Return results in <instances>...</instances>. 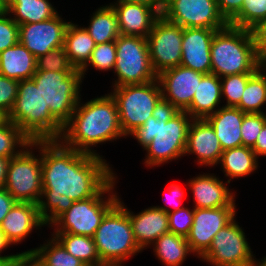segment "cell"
Segmentation results:
<instances>
[{"mask_svg": "<svg viewBox=\"0 0 266 266\" xmlns=\"http://www.w3.org/2000/svg\"><path fill=\"white\" fill-rule=\"evenodd\" d=\"M264 104H266V72L260 67L248 79L241 101L236 108L244 113H262L261 107H264Z\"/></svg>", "mask_w": 266, "mask_h": 266, "instance_id": "cell-33", "label": "cell"}, {"mask_svg": "<svg viewBox=\"0 0 266 266\" xmlns=\"http://www.w3.org/2000/svg\"><path fill=\"white\" fill-rule=\"evenodd\" d=\"M28 255L35 261V266H47L34 252Z\"/></svg>", "mask_w": 266, "mask_h": 266, "instance_id": "cell-53", "label": "cell"}, {"mask_svg": "<svg viewBox=\"0 0 266 266\" xmlns=\"http://www.w3.org/2000/svg\"><path fill=\"white\" fill-rule=\"evenodd\" d=\"M15 203V199L6 191V189L0 188V225Z\"/></svg>", "mask_w": 266, "mask_h": 266, "instance_id": "cell-47", "label": "cell"}, {"mask_svg": "<svg viewBox=\"0 0 266 266\" xmlns=\"http://www.w3.org/2000/svg\"><path fill=\"white\" fill-rule=\"evenodd\" d=\"M245 114L239 108L222 106L206 118L214 128L223 151L242 146L241 126Z\"/></svg>", "mask_w": 266, "mask_h": 266, "instance_id": "cell-24", "label": "cell"}, {"mask_svg": "<svg viewBox=\"0 0 266 266\" xmlns=\"http://www.w3.org/2000/svg\"><path fill=\"white\" fill-rule=\"evenodd\" d=\"M114 8L120 29V35L147 38L155 21L161 16L154 8L136 3L118 1Z\"/></svg>", "mask_w": 266, "mask_h": 266, "instance_id": "cell-20", "label": "cell"}, {"mask_svg": "<svg viewBox=\"0 0 266 266\" xmlns=\"http://www.w3.org/2000/svg\"><path fill=\"white\" fill-rule=\"evenodd\" d=\"M252 150L255 152L257 158L259 156H266V124H264Z\"/></svg>", "mask_w": 266, "mask_h": 266, "instance_id": "cell-48", "label": "cell"}, {"mask_svg": "<svg viewBox=\"0 0 266 266\" xmlns=\"http://www.w3.org/2000/svg\"><path fill=\"white\" fill-rule=\"evenodd\" d=\"M30 143L31 141L22 133L20 128L11 121L7 120L0 126V157L12 158L17 156Z\"/></svg>", "mask_w": 266, "mask_h": 266, "instance_id": "cell-35", "label": "cell"}, {"mask_svg": "<svg viewBox=\"0 0 266 266\" xmlns=\"http://www.w3.org/2000/svg\"><path fill=\"white\" fill-rule=\"evenodd\" d=\"M128 216L135 241L142 250L151 246L161 235L169 232L167 212L155 206L136 215L128 209Z\"/></svg>", "mask_w": 266, "mask_h": 266, "instance_id": "cell-23", "label": "cell"}, {"mask_svg": "<svg viewBox=\"0 0 266 266\" xmlns=\"http://www.w3.org/2000/svg\"><path fill=\"white\" fill-rule=\"evenodd\" d=\"M6 12L18 25L38 23L58 14L49 0H7Z\"/></svg>", "mask_w": 266, "mask_h": 266, "instance_id": "cell-28", "label": "cell"}, {"mask_svg": "<svg viewBox=\"0 0 266 266\" xmlns=\"http://www.w3.org/2000/svg\"><path fill=\"white\" fill-rule=\"evenodd\" d=\"M235 218L217 232L209 249L200 257L209 265L252 266L255 256Z\"/></svg>", "mask_w": 266, "mask_h": 266, "instance_id": "cell-12", "label": "cell"}, {"mask_svg": "<svg viewBox=\"0 0 266 266\" xmlns=\"http://www.w3.org/2000/svg\"><path fill=\"white\" fill-rule=\"evenodd\" d=\"M115 175L93 196L73 202L51 225L53 233H69L93 237L106 213L119 201L113 193ZM105 193L108 197H104Z\"/></svg>", "mask_w": 266, "mask_h": 266, "instance_id": "cell-8", "label": "cell"}, {"mask_svg": "<svg viewBox=\"0 0 266 266\" xmlns=\"http://www.w3.org/2000/svg\"><path fill=\"white\" fill-rule=\"evenodd\" d=\"M97 266H112V265H109V264H100V265H97Z\"/></svg>", "mask_w": 266, "mask_h": 266, "instance_id": "cell-61", "label": "cell"}, {"mask_svg": "<svg viewBox=\"0 0 266 266\" xmlns=\"http://www.w3.org/2000/svg\"><path fill=\"white\" fill-rule=\"evenodd\" d=\"M8 120L31 141L59 140L63 125L45 105L33 79L19 81L18 93Z\"/></svg>", "mask_w": 266, "mask_h": 266, "instance_id": "cell-4", "label": "cell"}, {"mask_svg": "<svg viewBox=\"0 0 266 266\" xmlns=\"http://www.w3.org/2000/svg\"><path fill=\"white\" fill-rule=\"evenodd\" d=\"M119 121L125 136L141 127L164 107L159 81L113 87Z\"/></svg>", "mask_w": 266, "mask_h": 266, "instance_id": "cell-7", "label": "cell"}, {"mask_svg": "<svg viewBox=\"0 0 266 266\" xmlns=\"http://www.w3.org/2000/svg\"><path fill=\"white\" fill-rule=\"evenodd\" d=\"M96 44L84 27L69 23L64 40V48L71 64L81 70L89 61Z\"/></svg>", "mask_w": 266, "mask_h": 266, "instance_id": "cell-27", "label": "cell"}, {"mask_svg": "<svg viewBox=\"0 0 266 266\" xmlns=\"http://www.w3.org/2000/svg\"><path fill=\"white\" fill-rule=\"evenodd\" d=\"M19 81L0 74V109L9 115L14 107Z\"/></svg>", "mask_w": 266, "mask_h": 266, "instance_id": "cell-43", "label": "cell"}, {"mask_svg": "<svg viewBox=\"0 0 266 266\" xmlns=\"http://www.w3.org/2000/svg\"><path fill=\"white\" fill-rule=\"evenodd\" d=\"M16 258H1L0 259V266H8L9 263Z\"/></svg>", "mask_w": 266, "mask_h": 266, "instance_id": "cell-55", "label": "cell"}, {"mask_svg": "<svg viewBox=\"0 0 266 266\" xmlns=\"http://www.w3.org/2000/svg\"><path fill=\"white\" fill-rule=\"evenodd\" d=\"M12 244L10 243V241L7 239L6 235L2 232V230L0 229V253H2V251H4V249L6 250L8 247H10ZM22 253H17V254H13V255H4L2 256L0 254V259L1 258H17L21 255Z\"/></svg>", "mask_w": 266, "mask_h": 266, "instance_id": "cell-51", "label": "cell"}, {"mask_svg": "<svg viewBox=\"0 0 266 266\" xmlns=\"http://www.w3.org/2000/svg\"><path fill=\"white\" fill-rule=\"evenodd\" d=\"M69 22L59 14L38 23L19 25V42L36 58L53 49L64 46L65 33Z\"/></svg>", "mask_w": 266, "mask_h": 266, "instance_id": "cell-17", "label": "cell"}, {"mask_svg": "<svg viewBox=\"0 0 266 266\" xmlns=\"http://www.w3.org/2000/svg\"><path fill=\"white\" fill-rule=\"evenodd\" d=\"M95 44L115 41L120 36L116 12L112 5L98 8L91 16L88 27H84Z\"/></svg>", "mask_w": 266, "mask_h": 266, "instance_id": "cell-30", "label": "cell"}, {"mask_svg": "<svg viewBox=\"0 0 266 266\" xmlns=\"http://www.w3.org/2000/svg\"><path fill=\"white\" fill-rule=\"evenodd\" d=\"M103 158L69 148L60 140L41 141L43 190L38 208L45 226L73 202L93 197L116 175Z\"/></svg>", "mask_w": 266, "mask_h": 266, "instance_id": "cell-1", "label": "cell"}, {"mask_svg": "<svg viewBox=\"0 0 266 266\" xmlns=\"http://www.w3.org/2000/svg\"><path fill=\"white\" fill-rule=\"evenodd\" d=\"M192 120L186 111L164 106L133 131L130 135L147 152L144 164L152 168L185 156L188 129Z\"/></svg>", "mask_w": 266, "mask_h": 266, "instance_id": "cell-3", "label": "cell"}, {"mask_svg": "<svg viewBox=\"0 0 266 266\" xmlns=\"http://www.w3.org/2000/svg\"><path fill=\"white\" fill-rule=\"evenodd\" d=\"M220 14L229 23L240 11L244 0H215Z\"/></svg>", "mask_w": 266, "mask_h": 266, "instance_id": "cell-46", "label": "cell"}, {"mask_svg": "<svg viewBox=\"0 0 266 266\" xmlns=\"http://www.w3.org/2000/svg\"><path fill=\"white\" fill-rule=\"evenodd\" d=\"M187 184L193 192L194 208L236 207L235 193L215 175L200 174L191 178Z\"/></svg>", "mask_w": 266, "mask_h": 266, "instance_id": "cell-21", "label": "cell"}, {"mask_svg": "<svg viewBox=\"0 0 266 266\" xmlns=\"http://www.w3.org/2000/svg\"><path fill=\"white\" fill-rule=\"evenodd\" d=\"M236 207L194 208L193 224L186 237L193 254L201 257L211 246L214 236L236 215Z\"/></svg>", "mask_w": 266, "mask_h": 266, "instance_id": "cell-16", "label": "cell"}, {"mask_svg": "<svg viewBox=\"0 0 266 266\" xmlns=\"http://www.w3.org/2000/svg\"><path fill=\"white\" fill-rule=\"evenodd\" d=\"M255 52L260 63L266 60V19L259 21L251 29Z\"/></svg>", "mask_w": 266, "mask_h": 266, "instance_id": "cell-44", "label": "cell"}, {"mask_svg": "<svg viewBox=\"0 0 266 266\" xmlns=\"http://www.w3.org/2000/svg\"><path fill=\"white\" fill-rule=\"evenodd\" d=\"M263 19H266V0H244L241 11L229 24L250 30Z\"/></svg>", "mask_w": 266, "mask_h": 266, "instance_id": "cell-36", "label": "cell"}, {"mask_svg": "<svg viewBox=\"0 0 266 266\" xmlns=\"http://www.w3.org/2000/svg\"><path fill=\"white\" fill-rule=\"evenodd\" d=\"M264 124L262 113H246L241 126L242 145L253 148Z\"/></svg>", "mask_w": 266, "mask_h": 266, "instance_id": "cell-40", "label": "cell"}, {"mask_svg": "<svg viewBox=\"0 0 266 266\" xmlns=\"http://www.w3.org/2000/svg\"><path fill=\"white\" fill-rule=\"evenodd\" d=\"M217 30L183 28L182 59L180 65L202 74L211 73V43Z\"/></svg>", "mask_w": 266, "mask_h": 266, "instance_id": "cell-18", "label": "cell"}, {"mask_svg": "<svg viewBox=\"0 0 266 266\" xmlns=\"http://www.w3.org/2000/svg\"><path fill=\"white\" fill-rule=\"evenodd\" d=\"M210 56L211 73L220 78L255 73L261 67L251 30L230 24L215 32Z\"/></svg>", "mask_w": 266, "mask_h": 266, "instance_id": "cell-5", "label": "cell"}, {"mask_svg": "<svg viewBox=\"0 0 266 266\" xmlns=\"http://www.w3.org/2000/svg\"><path fill=\"white\" fill-rule=\"evenodd\" d=\"M221 98L220 77L213 73L204 74L186 112L193 119H206L219 110Z\"/></svg>", "mask_w": 266, "mask_h": 266, "instance_id": "cell-25", "label": "cell"}, {"mask_svg": "<svg viewBox=\"0 0 266 266\" xmlns=\"http://www.w3.org/2000/svg\"><path fill=\"white\" fill-rule=\"evenodd\" d=\"M36 70L54 72H75L64 46L56 48L36 58Z\"/></svg>", "mask_w": 266, "mask_h": 266, "instance_id": "cell-39", "label": "cell"}, {"mask_svg": "<svg viewBox=\"0 0 266 266\" xmlns=\"http://www.w3.org/2000/svg\"><path fill=\"white\" fill-rule=\"evenodd\" d=\"M36 57L20 42L0 52V74L17 81L32 79Z\"/></svg>", "mask_w": 266, "mask_h": 266, "instance_id": "cell-26", "label": "cell"}, {"mask_svg": "<svg viewBox=\"0 0 266 266\" xmlns=\"http://www.w3.org/2000/svg\"><path fill=\"white\" fill-rule=\"evenodd\" d=\"M166 191H168V196L167 197L169 200H168V205L170 204L171 206V203H172V210L170 208H167L165 206H155L156 208H160L162 209L163 211L165 212H173V211H176V210H179L182 207V199L184 198V189L181 188V186L179 184H170V186H168L166 188Z\"/></svg>", "mask_w": 266, "mask_h": 266, "instance_id": "cell-45", "label": "cell"}, {"mask_svg": "<svg viewBox=\"0 0 266 266\" xmlns=\"http://www.w3.org/2000/svg\"><path fill=\"white\" fill-rule=\"evenodd\" d=\"M11 158L0 157V188L5 187L8 164Z\"/></svg>", "mask_w": 266, "mask_h": 266, "instance_id": "cell-52", "label": "cell"}, {"mask_svg": "<svg viewBox=\"0 0 266 266\" xmlns=\"http://www.w3.org/2000/svg\"><path fill=\"white\" fill-rule=\"evenodd\" d=\"M162 16L182 28H207L220 30L229 23L220 14L215 0H171Z\"/></svg>", "mask_w": 266, "mask_h": 266, "instance_id": "cell-14", "label": "cell"}, {"mask_svg": "<svg viewBox=\"0 0 266 266\" xmlns=\"http://www.w3.org/2000/svg\"><path fill=\"white\" fill-rule=\"evenodd\" d=\"M8 266H35V261L28 254H21L12 260Z\"/></svg>", "mask_w": 266, "mask_h": 266, "instance_id": "cell-49", "label": "cell"}, {"mask_svg": "<svg viewBox=\"0 0 266 266\" xmlns=\"http://www.w3.org/2000/svg\"><path fill=\"white\" fill-rule=\"evenodd\" d=\"M127 3L143 4L154 8L161 15V0H118Z\"/></svg>", "mask_w": 266, "mask_h": 266, "instance_id": "cell-50", "label": "cell"}, {"mask_svg": "<svg viewBox=\"0 0 266 266\" xmlns=\"http://www.w3.org/2000/svg\"><path fill=\"white\" fill-rule=\"evenodd\" d=\"M116 63V44L115 41L98 44L92 51L91 57L87 64L80 70L82 77L86 75L88 66L101 71L114 69Z\"/></svg>", "mask_w": 266, "mask_h": 266, "instance_id": "cell-38", "label": "cell"}, {"mask_svg": "<svg viewBox=\"0 0 266 266\" xmlns=\"http://www.w3.org/2000/svg\"><path fill=\"white\" fill-rule=\"evenodd\" d=\"M40 149L35 156L33 149ZM16 202L39 204L42 197L41 141H33L10 159L5 187Z\"/></svg>", "mask_w": 266, "mask_h": 266, "instance_id": "cell-10", "label": "cell"}, {"mask_svg": "<svg viewBox=\"0 0 266 266\" xmlns=\"http://www.w3.org/2000/svg\"><path fill=\"white\" fill-rule=\"evenodd\" d=\"M254 73H245L237 75H228L220 78L221 80V96L226 99L225 107H236L243 96L248 79Z\"/></svg>", "mask_w": 266, "mask_h": 266, "instance_id": "cell-37", "label": "cell"}, {"mask_svg": "<svg viewBox=\"0 0 266 266\" xmlns=\"http://www.w3.org/2000/svg\"><path fill=\"white\" fill-rule=\"evenodd\" d=\"M252 148L239 146L224 150L219 164L225 176L230 177L225 183L229 184L233 178L245 177L258 169V160Z\"/></svg>", "mask_w": 266, "mask_h": 266, "instance_id": "cell-29", "label": "cell"}, {"mask_svg": "<svg viewBox=\"0 0 266 266\" xmlns=\"http://www.w3.org/2000/svg\"><path fill=\"white\" fill-rule=\"evenodd\" d=\"M116 73L112 87L143 84L157 79L148 51L147 39L120 35L116 40Z\"/></svg>", "mask_w": 266, "mask_h": 266, "instance_id": "cell-11", "label": "cell"}, {"mask_svg": "<svg viewBox=\"0 0 266 266\" xmlns=\"http://www.w3.org/2000/svg\"><path fill=\"white\" fill-rule=\"evenodd\" d=\"M52 236L68 253L80 259L86 266L103 264L98 255L93 237L69 233H53Z\"/></svg>", "mask_w": 266, "mask_h": 266, "instance_id": "cell-32", "label": "cell"}, {"mask_svg": "<svg viewBox=\"0 0 266 266\" xmlns=\"http://www.w3.org/2000/svg\"><path fill=\"white\" fill-rule=\"evenodd\" d=\"M32 79L40 89L45 105L64 126L71 118L80 100L82 73L36 70Z\"/></svg>", "mask_w": 266, "mask_h": 266, "instance_id": "cell-9", "label": "cell"}, {"mask_svg": "<svg viewBox=\"0 0 266 266\" xmlns=\"http://www.w3.org/2000/svg\"><path fill=\"white\" fill-rule=\"evenodd\" d=\"M263 118H264V122L266 124V113L262 112Z\"/></svg>", "mask_w": 266, "mask_h": 266, "instance_id": "cell-60", "label": "cell"}, {"mask_svg": "<svg viewBox=\"0 0 266 266\" xmlns=\"http://www.w3.org/2000/svg\"><path fill=\"white\" fill-rule=\"evenodd\" d=\"M257 261L258 260H256L255 258L252 266H266V257L264 259H261V261Z\"/></svg>", "mask_w": 266, "mask_h": 266, "instance_id": "cell-56", "label": "cell"}, {"mask_svg": "<svg viewBox=\"0 0 266 266\" xmlns=\"http://www.w3.org/2000/svg\"><path fill=\"white\" fill-rule=\"evenodd\" d=\"M203 75L181 65L157 75L163 105L177 111H186L190 107L193 95L198 88V82Z\"/></svg>", "mask_w": 266, "mask_h": 266, "instance_id": "cell-15", "label": "cell"}, {"mask_svg": "<svg viewBox=\"0 0 266 266\" xmlns=\"http://www.w3.org/2000/svg\"><path fill=\"white\" fill-rule=\"evenodd\" d=\"M8 120V115L0 109V126Z\"/></svg>", "mask_w": 266, "mask_h": 266, "instance_id": "cell-54", "label": "cell"}, {"mask_svg": "<svg viewBox=\"0 0 266 266\" xmlns=\"http://www.w3.org/2000/svg\"><path fill=\"white\" fill-rule=\"evenodd\" d=\"M125 137L115 99L111 94L96 97L76 105L70 120L64 125L60 141L82 153L100 156L92 147Z\"/></svg>", "mask_w": 266, "mask_h": 266, "instance_id": "cell-2", "label": "cell"}, {"mask_svg": "<svg viewBox=\"0 0 266 266\" xmlns=\"http://www.w3.org/2000/svg\"><path fill=\"white\" fill-rule=\"evenodd\" d=\"M152 245L158 260L166 266H181L193 253L186 237L171 232L161 235Z\"/></svg>", "mask_w": 266, "mask_h": 266, "instance_id": "cell-31", "label": "cell"}, {"mask_svg": "<svg viewBox=\"0 0 266 266\" xmlns=\"http://www.w3.org/2000/svg\"><path fill=\"white\" fill-rule=\"evenodd\" d=\"M40 247L27 250L22 254L34 252L47 266H86L80 259L68 253L54 238H50Z\"/></svg>", "mask_w": 266, "mask_h": 266, "instance_id": "cell-34", "label": "cell"}, {"mask_svg": "<svg viewBox=\"0 0 266 266\" xmlns=\"http://www.w3.org/2000/svg\"><path fill=\"white\" fill-rule=\"evenodd\" d=\"M8 16V17H7ZM19 42V25L6 11L0 13V52Z\"/></svg>", "mask_w": 266, "mask_h": 266, "instance_id": "cell-42", "label": "cell"}, {"mask_svg": "<svg viewBox=\"0 0 266 266\" xmlns=\"http://www.w3.org/2000/svg\"><path fill=\"white\" fill-rule=\"evenodd\" d=\"M45 226L38 204L16 202L4 217L0 229L13 245L20 244L32 232Z\"/></svg>", "mask_w": 266, "mask_h": 266, "instance_id": "cell-22", "label": "cell"}, {"mask_svg": "<svg viewBox=\"0 0 266 266\" xmlns=\"http://www.w3.org/2000/svg\"><path fill=\"white\" fill-rule=\"evenodd\" d=\"M146 39L151 64L157 75L180 65L183 39L181 26L167 21L161 15Z\"/></svg>", "mask_w": 266, "mask_h": 266, "instance_id": "cell-13", "label": "cell"}, {"mask_svg": "<svg viewBox=\"0 0 266 266\" xmlns=\"http://www.w3.org/2000/svg\"><path fill=\"white\" fill-rule=\"evenodd\" d=\"M7 0H0V13L6 11Z\"/></svg>", "mask_w": 266, "mask_h": 266, "instance_id": "cell-57", "label": "cell"}, {"mask_svg": "<svg viewBox=\"0 0 266 266\" xmlns=\"http://www.w3.org/2000/svg\"><path fill=\"white\" fill-rule=\"evenodd\" d=\"M223 149L214 128L206 119H193L187 137L185 155L196 154L200 166H214L220 162Z\"/></svg>", "mask_w": 266, "mask_h": 266, "instance_id": "cell-19", "label": "cell"}, {"mask_svg": "<svg viewBox=\"0 0 266 266\" xmlns=\"http://www.w3.org/2000/svg\"><path fill=\"white\" fill-rule=\"evenodd\" d=\"M93 239L103 264L123 266L126 259L142 251L135 241L128 209L121 198L106 213Z\"/></svg>", "mask_w": 266, "mask_h": 266, "instance_id": "cell-6", "label": "cell"}, {"mask_svg": "<svg viewBox=\"0 0 266 266\" xmlns=\"http://www.w3.org/2000/svg\"><path fill=\"white\" fill-rule=\"evenodd\" d=\"M261 67L265 70L266 72V60L264 62L261 63Z\"/></svg>", "mask_w": 266, "mask_h": 266, "instance_id": "cell-59", "label": "cell"}, {"mask_svg": "<svg viewBox=\"0 0 266 266\" xmlns=\"http://www.w3.org/2000/svg\"><path fill=\"white\" fill-rule=\"evenodd\" d=\"M167 214L169 232L187 237L193 224L194 207L193 209L183 207L179 210L168 212Z\"/></svg>", "mask_w": 266, "mask_h": 266, "instance_id": "cell-41", "label": "cell"}, {"mask_svg": "<svg viewBox=\"0 0 266 266\" xmlns=\"http://www.w3.org/2000/svg\"><path fill=\"white\" fill-rule=\"evenodd\" d=\"M171 0H161V15L163 13L165 5Z\"/></svg>", "mask_w": 266, "mask_h": 266, "instance_id": "cell-58", "label": "cell"}]
</instances>
